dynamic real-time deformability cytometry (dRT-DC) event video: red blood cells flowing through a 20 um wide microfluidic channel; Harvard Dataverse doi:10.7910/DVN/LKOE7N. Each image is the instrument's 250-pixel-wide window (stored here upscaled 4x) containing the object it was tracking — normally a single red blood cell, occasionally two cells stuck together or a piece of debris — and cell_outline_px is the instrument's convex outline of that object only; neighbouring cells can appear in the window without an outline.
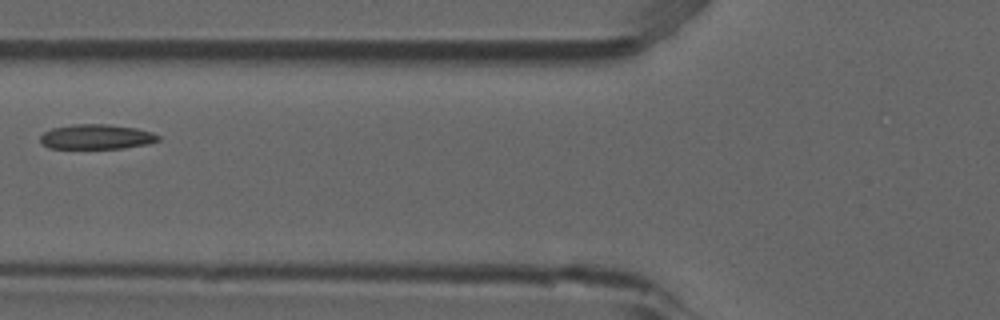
{"species": "common noctule bat (a hibernating species)", "species_latin": "Nyctalus noctula", "temperature_condition": "room temperature", "stored_images_in_passage": 7, "camera_frame_rate_fps": 3000, "um_per_image_px": 0.085, "animal": {"sex": "male", "forearm_length_mm": 52.5}, "frame": {"image": 1, "passage_image": 5, "time_ms": 1.333, "image_size_px": [1000, 320], "cell_outline_px": [[160, 140], [148, 144], [124, 148], [48, 148], [40, 144], [40, 136], [44, 132], [52, 128], [72, 124], [108, 124], [136, 128], [152, 132], [160, 136]], "centroid_in_image_um": [8.19, 11.62], "position_along_channel_um": 117.6, "area_um2": 17.22}}
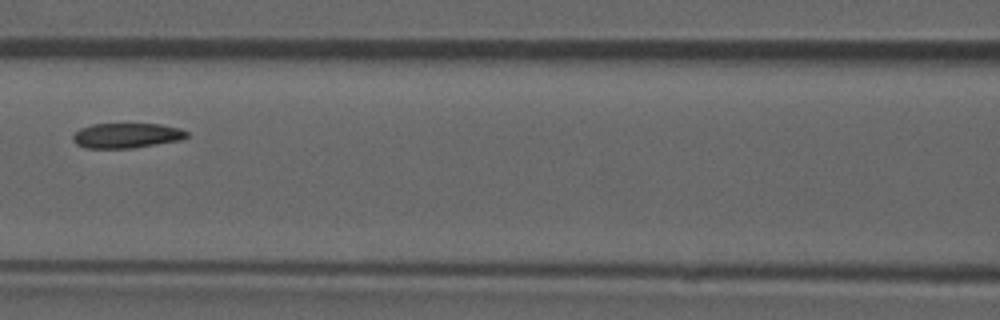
{"frame": {"image": 2, "passage_image": 6, "time_ms": 1.667, "image_size_px": [1000, 320], "cell_outline_px": [[188, 136], [184, 140], [132, 148], [84, 148], [76, 144], [72, 140], [72, 136], [80, 128], [92, 124], [160, 124], [180, 128], [188, 132]], "centroid_in_image_um": [10.78, 11.52], "position_along_channel_um": 155.8, "area_um2": 16.76}}